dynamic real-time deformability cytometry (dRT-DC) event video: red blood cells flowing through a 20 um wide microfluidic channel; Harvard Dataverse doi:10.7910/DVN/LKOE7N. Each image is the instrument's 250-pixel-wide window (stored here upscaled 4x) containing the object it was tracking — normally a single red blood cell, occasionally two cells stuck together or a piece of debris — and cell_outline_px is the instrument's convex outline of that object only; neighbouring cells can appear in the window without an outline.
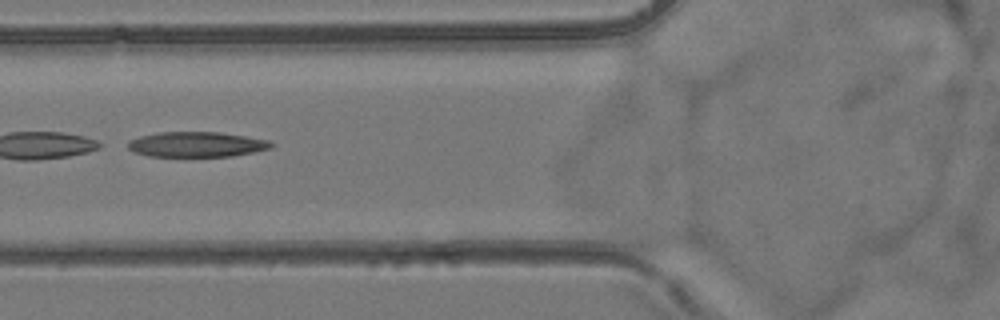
{"species": "common noctule bat (a hibernating species)", "species_latin": "Nyctalus noctula", "temperature_condition": "room temperature", "stored_images_in_passage": 8, "camera_frame_rate_fps": 3000, "um_per_image_px": 0.085, "animal": {"sex": "female", "body_mass_g": 24.6, "forearm_length_mm": 56.2}, "frame": {"image": 1, "passage_image": 4, "time_ms": 4.667, "image_size_px": [1000, 320], "cell_outline_px": [[276, 144], [272, 148], [232, 156], [148, 156], [132, 152], [128, 148], [128, 140], [140, 136], [160, 132], [220, 132], [268, 140]], "centroid_in_image_um": [16.7, 12.27], "position_along_channel_um": 109.1, "area_um2": 21.04}}
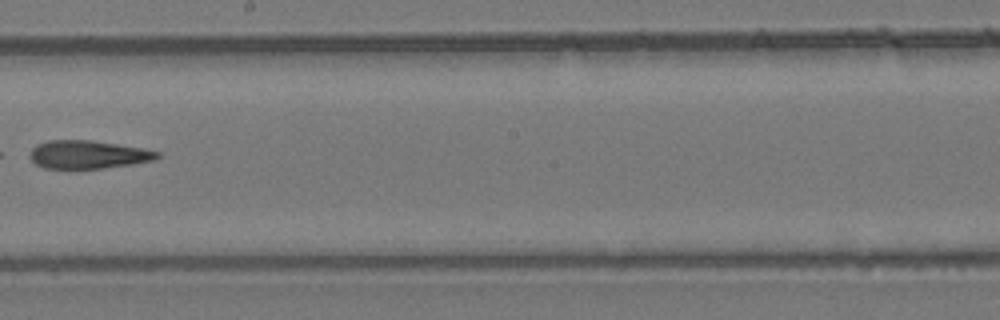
{"frame": {"image": 2, "passage_image": 7, "time_ms": 8.0, "image_size_px": [1000, 320], "cell_outline_px": [[160, 156], [156, 160], [132, 164], [104, 168], [44, 168], [36, 164], [32, 160], [32, 148], [36, 144], [48, 140], [88, 140], [144, 148], [160, 152]], "centroid_in_image_um": [7.53, 13.13], "position_along_channel_um": 240.7, "area_um2": 20.75}}
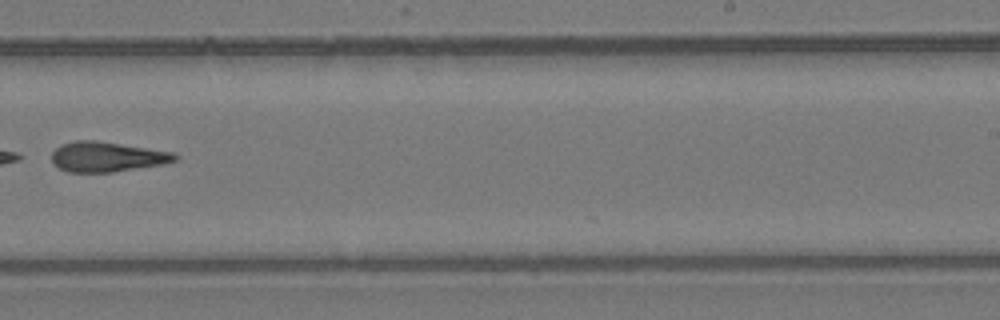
{"frame": {"image": 3, "passage_image": 8, "time_ms": 9.0, "image_size_px": [1000, 320], "cell_outline_px": [[180, 156], [176, 160], [160, 164], [112, 172], [68, 172], [60, 168], [52, 160], [52, 152], [60, 144], [76, 140], [96, 140], [172, 152]], "centroid_in_image_um": [9.06, 13.31], "position_along_channel_um": 279.9, "area_um2": 21.27}}